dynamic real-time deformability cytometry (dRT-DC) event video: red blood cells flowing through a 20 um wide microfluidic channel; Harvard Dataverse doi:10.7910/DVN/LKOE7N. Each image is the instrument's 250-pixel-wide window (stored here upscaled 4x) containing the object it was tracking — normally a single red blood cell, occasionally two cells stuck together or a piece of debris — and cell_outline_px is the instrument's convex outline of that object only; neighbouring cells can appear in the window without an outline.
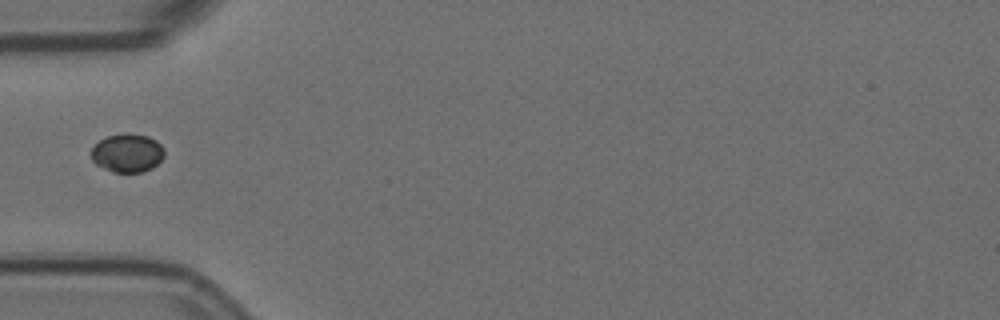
{"species": "Egyptian fruit bat (a non-hibernating species)", "species_latin": "Rousettus aegyptiacus", "temperature_condition": "room temperature", "stored_images_in_passage": 3, "camera_frame_rate_fps": 3000, "um_per_image_px": 0.085, "animal": {"sex": "female"}, "frame": {"image": 1, "passage_image": 1, "time_ms": 0.0, "image_size_px": [1000, 320], "cell_outline_px": [[164, 156], [152, 168], [144, 172], [112, 172], [96, 164], [92, 160], [92, 148], [100, 140], [108, 136], [148, 136], [156, 140], [164, 148]], "centroid_in_image_um": [10.84, 13.05], "position_along_channel_um": 74.2, "area_um2": 15.84}}
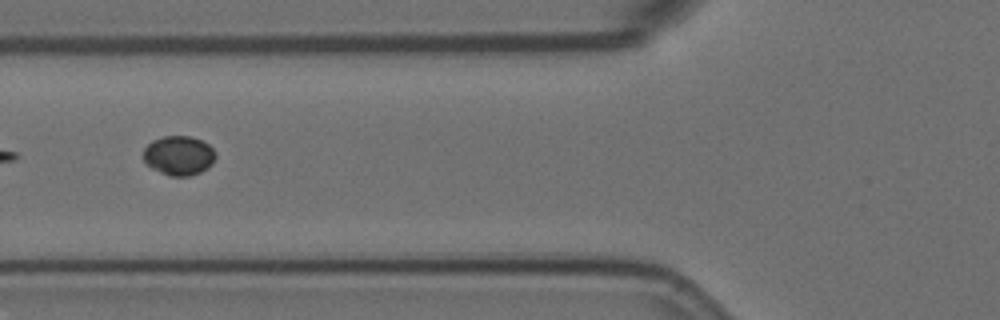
{"frame": {"image": 2, "passage_image": 2, "time_ms": 0.333, "image_size_px": [1000, 320], "cell_outline_px": [[216, 156], [212, 164], [208, 168], [200, 172], [188, 176], [168, 176], [152, 168], [144, 160], [144, 148], [152, 140], [164, 136], [192, 136], [208, 144], [216, 152]], "centroid_in_image_um": [15.22, 13.22], "position_along_channel_um": 110.6, "area_um2": 16.59}}
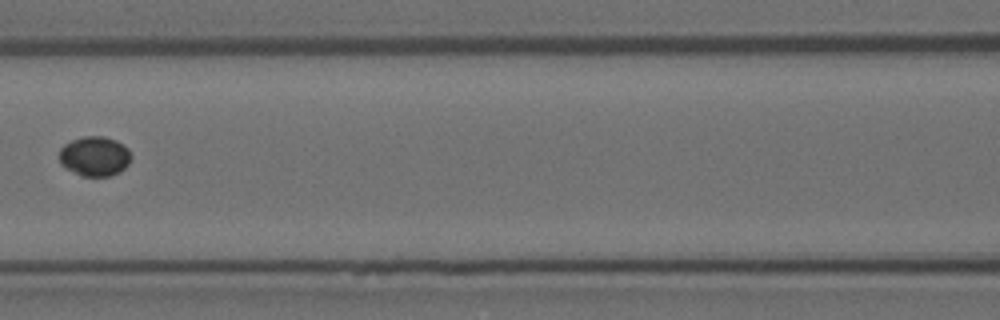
{"frame": {"image": 3, "passage_image": 3, "time_ms": 0.667, "image_size_px": [1000, 320], "cell_outline_px": [[132, 156], [128, 164], [120, 172], [108, 176], [84, 176], [64, 168], [60, 164], [60, 148], [64, 144], [72, 140], [84, 136], [104, 136], [116, 140], [124, 144], [128, 148]], "centroid_in_image_um": [8.06, 13.27], "position_along_channel_um": 158.5, "area_um2": 16.76}}